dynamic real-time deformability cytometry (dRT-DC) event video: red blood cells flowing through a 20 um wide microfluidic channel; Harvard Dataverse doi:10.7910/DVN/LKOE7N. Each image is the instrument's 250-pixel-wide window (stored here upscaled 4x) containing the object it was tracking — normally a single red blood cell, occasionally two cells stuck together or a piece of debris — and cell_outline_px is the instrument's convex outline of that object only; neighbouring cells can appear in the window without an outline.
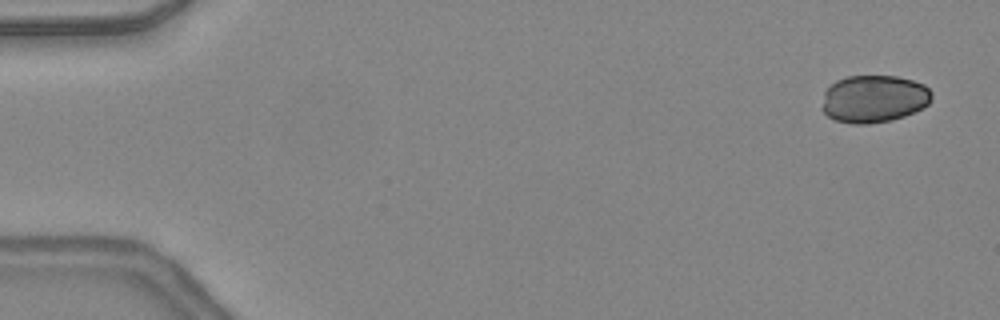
{"species": "common noctule bat (a hibernating species)", "species_latin": "Nyctalus noctula", "temperature_condition": "warm", "stored_images_in_passage": 46, "camera_frame_rate_fps": 3000, "um_per_image_px": 0.085, "animal": {"sex": "female", "body_mass_g": 24.6, "forearm_length_mm": 56.2}, "frame": {"image": 1, "passage_image": 1, "time_ms": 0.0, "image_size_px": [1000, 320], "cell_outline_px": [[932, 100], [928, 104], [904, 116], [892, 120], [868, 124], [852, 124], [836, 120], [828, 116], [820, 108], [824, 92], [836, 80], [848, 76], [896, 76], [912, 80], [924, 84], [932, 92]], "centroid_in_image_um": [74.26, 8.4], "position_along_channel_um": 10.7, "area_um2": 30.46}}